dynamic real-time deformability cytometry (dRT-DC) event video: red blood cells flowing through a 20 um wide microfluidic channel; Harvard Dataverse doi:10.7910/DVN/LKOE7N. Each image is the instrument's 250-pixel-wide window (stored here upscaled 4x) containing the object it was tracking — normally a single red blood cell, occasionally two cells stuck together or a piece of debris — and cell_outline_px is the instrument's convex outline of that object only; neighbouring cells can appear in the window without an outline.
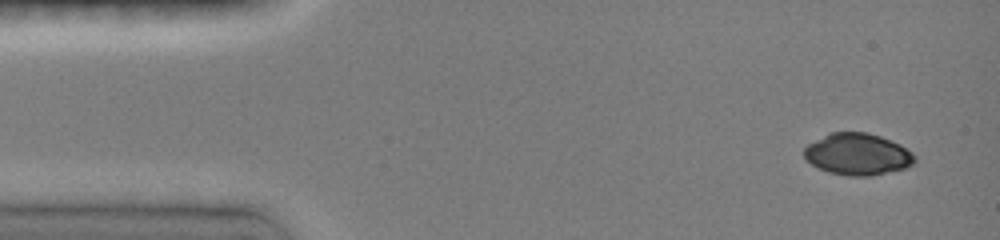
{"species": "common noctule bat (a hibernating species)", "species_latin": "Nyctalus noctula", "temperature_condition": "room temperature", "stored_images_in_passage": 8, "camera_frame_rate_fps": 3000, "um_per_image_px": 0.085, "animal": {"sex": "female", "body_mass_g": 19.0, "forearm_length_mm": 51.5}, "frame": {"image": 1, "passage_image": 1, "time_ms": 0.0, "image_size_px": [1000, 240], "cell_outline_px": [[916, 160], [912, 164], [904, 168], [872, 176], [848, 176], [828, 172], [816, 168], [804, 156], [804, 148], [808, 144], [832, 132], [868, 132], [880, 136], [900, 144], [912, 152], [916, 156]], "centroid_in_image_um": [72.9, 13.11], "position_along_channel_um": 12.1, "area_um2": 26.88}}
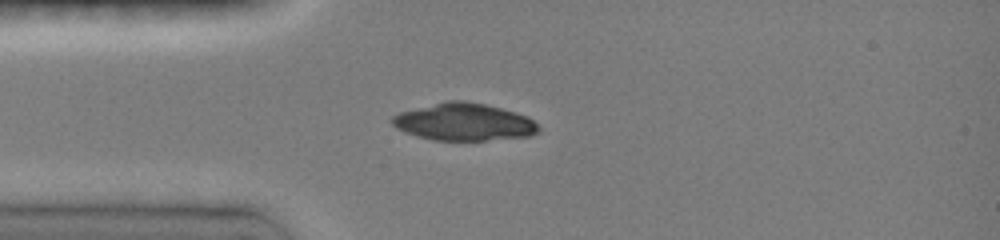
{"frame": {"image": 2, "passage_image": 5, "time_ms": 3.0, "image_size_px": [1000, 240], "cell_outline_px": [[540, 132], [528, 136], [488, 140], [432, 140], [416, 136], [396, 128], [392, 124], [392, 116], [400, 112], [448, 100], [464, 100], [484, 104], [516, 112], [528, 116], [540, 128]], "centroid_in_image_um": [39.44, 10.37], "position_along_channel_um": 45.6, "area_um2": 31.73}}